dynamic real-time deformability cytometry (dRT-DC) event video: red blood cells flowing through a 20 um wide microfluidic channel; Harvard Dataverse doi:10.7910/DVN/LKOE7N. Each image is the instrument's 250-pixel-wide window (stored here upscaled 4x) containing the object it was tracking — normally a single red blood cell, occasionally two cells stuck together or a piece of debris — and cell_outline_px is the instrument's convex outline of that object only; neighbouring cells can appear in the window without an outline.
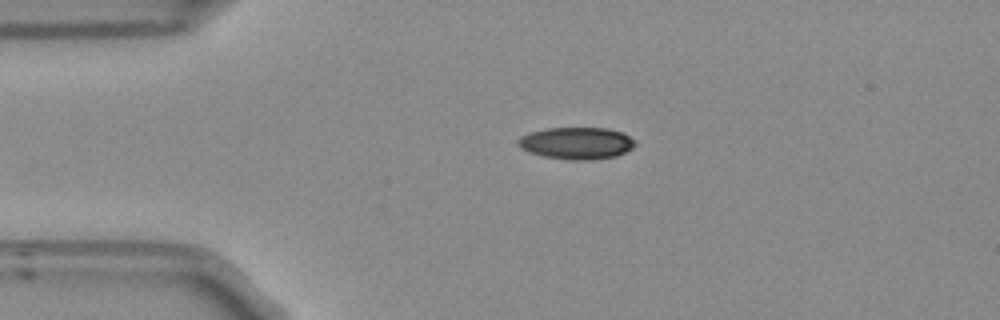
{"species": "Egyptian fruit bat (a non-hibernating species)", "species_latin": "Rousettus aegyptiacus", "temperature_condition": "room temperature", "stored_images_in_passage": 43, "camera_frame_rate_fps": 3000, "um_per_image_px": 0.085, "frame": {"image": 1, "passage_image": 1, "time_ms": 0.0, "image_size_px": [1000, 320], "cell_outline_px": [[636, 144], [632, 148], [616, 156], [592, 160], [572, 160], [544, 156], [520, 148], [516, 144], [520, 136], [532, 132], [548, 128], [608, 128], [620, 132], [628, 136]], "centroid_in_image_um": [48.99, 12.17], "position_along_channel_um": 36.0, "area_um2": 21.56}}
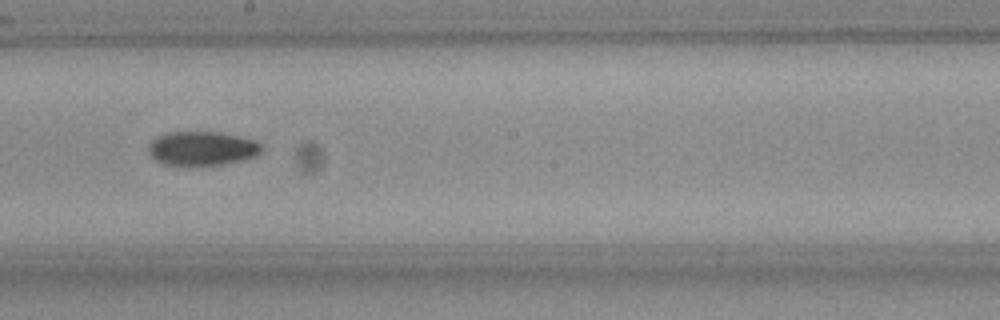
{"frame": {"image": 2, "passage_image": 19, "time_ms": 6.0, "image_size_px": [1000, 320], "cell_outline_px": [[260, 152], [252, 156], [240, 160], [224, 164], [188, 168], [164, 164], [156, 160], [148, 152], [148, 144], [156, 136], [168, 132], [220, 132], [252, 140], [260, 144]], "centroid_in_image_um": [17.07, 12.65], "position_along_channel_um": 231.1, "area_um2": 22.72}}
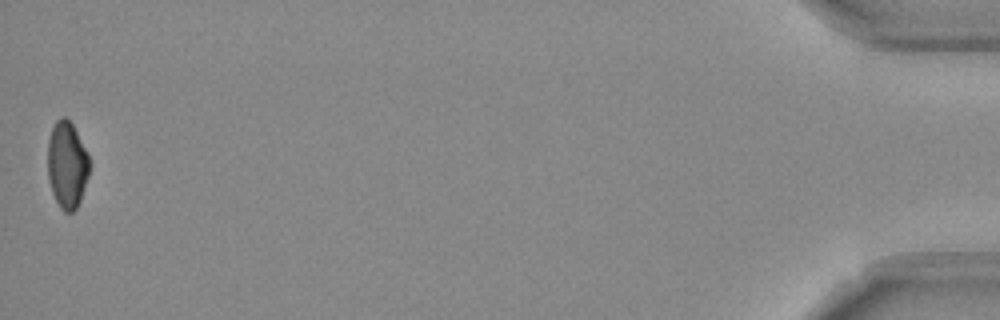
{"frame": {"image": 3, "passage_image": 43, "time_ms": 14.0, "image_size_px": [1000, 320], "cell_outline_px": [[92, 164], [80, 200], [76, 208], [72, 212], [64, 212], [60, 208], [52, 192], [48, 176], [48, 140], [52, 128], [56, 120], [60, 116], [64, 116], [72, 124]], "centroid_in_image_um": [5.7, 14.02], "position_along_channel_um": 429.5, "area_um2": 20.98}, "authors_computed_cell_mechanics": {"area_um2": 22.3108, "velocity_mm_per_s": 3.7496, "shape_relaxation_time_tau1_ms": 6.0404, "shape_relaxation_time_tau2_ms": 8.2418, "deformation_change_tau1": 0.1559, "deformation_change_tau2": 0.1234}}